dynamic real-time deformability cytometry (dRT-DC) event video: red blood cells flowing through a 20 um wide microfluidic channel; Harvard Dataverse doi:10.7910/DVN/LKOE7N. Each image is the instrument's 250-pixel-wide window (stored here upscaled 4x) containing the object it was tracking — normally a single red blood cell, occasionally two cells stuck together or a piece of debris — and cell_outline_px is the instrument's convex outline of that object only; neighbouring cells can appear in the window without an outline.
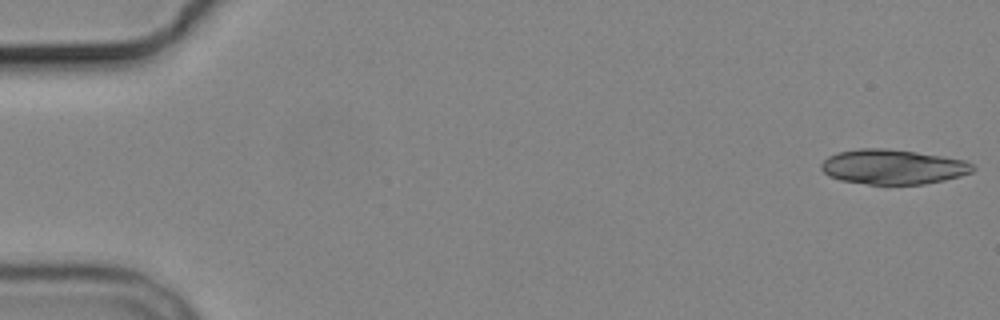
{"species": "common noctule bat (a hibernating species)", "species_latin": "Nyctalus noctula", "temperature_condition": "cold", "stored_images_in_passage": 7, "camera_frame_rate_fps": 3000, "um_per_image_px": 0.085, "animal": {"sex": "male", "body_mass_g": 19.2, "forearm_length_mm": 51.8}, "frame": {"image": 1, "passage_image": 1, "time_ms": 0.0, "image_size_px": [1000, 320], "cell_outline_px": [[976, 168], [972, 172], [960, 176], [944, 180], [924, 184], [868, 184], [840, 180], [828, 176], [820, 168], [820, 164], [828, 156], [840, 152], [860, 148], [884, 148], [916, 152], [964, 160], [972, 164]], "centroid_in_image_um": [75.88, 14.18], "position_along_channel_um": 9.1, "area_um2": 30.63}}
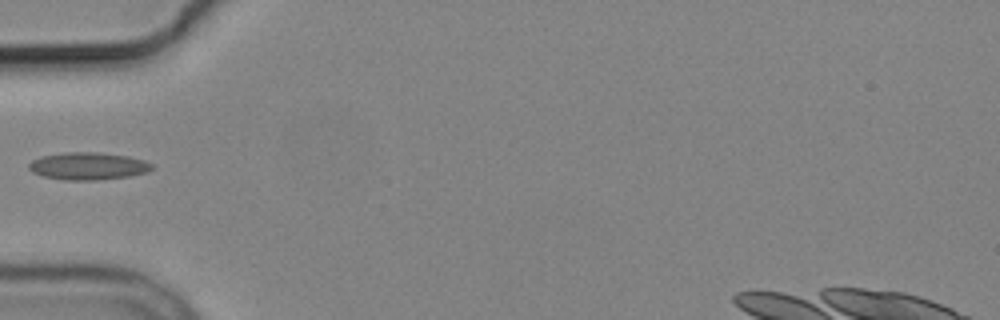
{"frame": {"image": 2, "passage_image": 6, "time_ms": 6.0, "image_size_px": [1000, 320], "cell_outline_px": [[152, 168], [148, 172], [132, 176], [96, 180], [64, 180], [44, 176], [32, 172], [28, 168], [28, 164], [32, 160], [40, 156], [68, 152], [100, 152], [128, 156], [144, 160], [152, 164]], "centroid_in_image_um": [7.49, 14.11], "position_along_channel_um": 77.5, "area_um2": 19.77}}
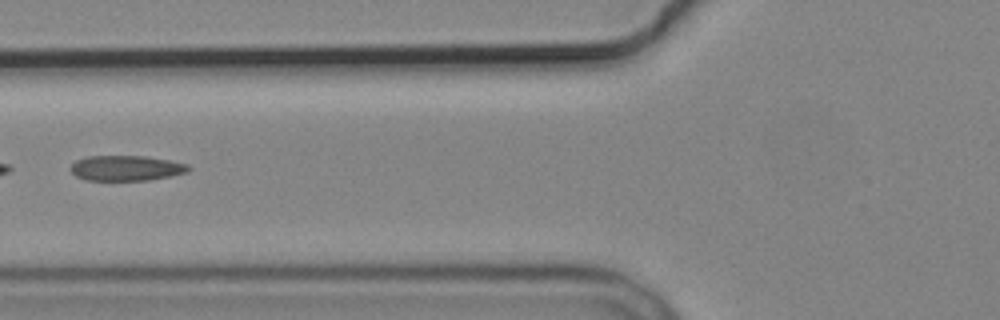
{"frame": {"image": 3, "passage_image": 7, "time_ms": 7.0, "image_size_px": [1000, 320], "cell_outline_px": [[192, 168], [188, 172], [148, 180], [84, 180], [76, 176], [72, 172], [72, 164], [76, 160], [88, 156], [144, 156], [168, 160], [188, 164]], "centroid_in_image_um": [10.74, 14.29], "position_along_channel_um": 115.1, "area_um2": 17.22}}